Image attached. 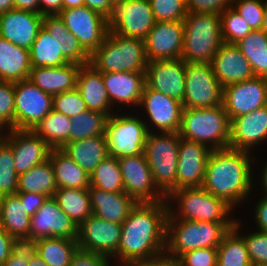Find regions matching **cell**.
<instances>
[{
	"instance_id": "6da1fadb",
	"label": "cell",
	"mask_w": 267,
	"mask_h": 266,
	"mask_svg": "<svg viewBox=\"0 0 267 266\" xmlns=\"http://www.w3.org/2000/svg\"><path fill=\"white\" fill-rule=\"evenodd\" d=\"M167 201L137 203L122 223L114 261L132 265L165 255Z\"/></svg>"
},
{
	"instance_id": "7a4b0ae2",
	"label": "cell",
	"mask_w": 267,
	"mask_h": 266,
	"mask_svg": "<svg viewBox=\"0 0 267 266\" xmlns=\"http://www.w3.org/2000/svg\"><path fill=\"white\" fill-rule=\"evenodd\" d=\"M250 154L252 155L248 151L227 148L212 150L207 159L202 187L224 200L233 210L252 191L253 168Z\"/></svg>"
},
{
	"instance_id": "3957f363",
	"label": "cell",
	"mask_w": 267,
	"mask_h": 266,
	"mask_svg": "<svg viewBox=\"0 0 267 266\" xmlns=\"http://www.w3.org/2000/svg\"><path fill=\"white\" fill-rule=\"evenodd\" d=\"M233 226L234 223L176 219L168 213L165 256L176 260L189 250L217 248Z\"/></svg>"
},
{
	"instance_id": "277c9868",
	"label": "cell",
	"mask_w": 267,
	"mask_h": 266,
	"mask_svg": "<svg viewBox=\"0 0 267 266\" xmlns=\"http://www.w3.org/2000/svg\"><path fill=\"white\" fill-rule=\"evenodd\" d=\"M181 138L208 146L211 150L229 148L230 120L223 105L209 108H183L178 131Z\"/></svg>"
},
{
	"instance_id": "5b68a950",
	"label": "cell",
	"mask_w": 267,
	"mask_h": 266,
	"mask_svg": "<svg viewBox=\"0 0 267 266\" xmlns=\"http://www.w3.org/2000/svg\"><path fill=\"white\" fill-rule=\"evenodd\" d=\"M183 23L181 59L185 63H211L223 43L221 14L188 12Z\"/></svg>"
},
{
	"instance_id": "8992f818",
	"label": "cell",
	"mask_w": 267,
	"mask_h": 266,
	"mask_svg": "<svg viewBox=\"0 0 267 266\" xmlns=\"http://www.w3.org/2000/svg\"><path fill=\"white\" fill-rule=\"evenodd\" d=\"M89 64L102 73H145L148 64L145 42L109 31L102 45L90 55Z\"/></svg>"
},
{
	"instance_id": "52a82bcc",
	"label": "cell",
	"mask_w": 267,
	"mask_h": 266,
	"mask_svg": "<svg viewBox=\"0 0 267 266\" xmlns=\"http://www.w3.org/2000/svg\"><path fill=\"white\" fill-rule=\"evenodd\" d=\"M171 200L178 203L177 213L173 210ZM166 201L168 213L176 219L217 223H235L236 220L229 216L234 212L233 208L202 186L174 190L166 196Z\"/></svg>"
},
{
	"instance_id": "ba28073f",
	"label": "cell",
	"mask_w": 267,
	"mask_h": 266,
	"mask_svg": "<svg viewBox=\"0 0 267 266\" xmlns=\"http://www.w3.org/2000/svg\"><path fill=\"white\" fill-rule=\"evenodd\" d=\"M149 132L143 153L155 185L167 196L176 190L180 135L178 132Z\"/></svg>"
},
{
	"instance_id": "9c48e42d",
	"label": "cell",
	"mask_w": 267,
	"mask_h": 266,
	"mask_svg": "<svg viewBox=\"0 0 267 266\" xmlns=\"http://www.w3.org/2000/svg\"><path fill=\"white\" fill-rule=\"evenodd\" d=\"M116 114L110 115L106 121L105 137L109 156L120 158L143 154L148 133L155 131L138 116Z\"/></svg>"
},
{
	"instance_id": "30bf717a",
	"label": "cell",
	"mask_w": 267,
	"mask_h": 266,
	"mask_svg": "<svg viewBox=\"0 0 267 266\" xmlns=\"http://www.w3.org/2000/svg\"><path fill=\"white\" fill-rule=\"evenodd\" d=\"M223 87L216 79L211 63H186L183 108H209L222 105Z\"/></svg>"
},
{
	"instance_id": "8fae6325",
	"label": "cell",
	"mask_w": 267,
	"mask_h": 266,
	"mask_svg": "<svg viewBox=\"0 0 267 266\" xmlns=\"http://www.w3.org/2000/svg\"><path fill=\"white\" fill-rule=\"evenodd\" d=\"M58 15L89 55L102 45L109 32V20L86 5L64 9Z\"/></svg>"
},
{
	"instance_id": "7c38bea8",
	"label": "cell",
	"mask_w": 267,
	"mask_h": 266,
	"mask_svg": "<svg viewBox=\"0 0 267 266\" xmlns=\"http://www.w3.org/2000/svg\"><path fill=\"white\" fill-rule=\"evenodd\" d=\"M15 130H33L53 110V96L28 79L14 82Z\"/></svg>"
},
{
	"instance_id": "4fadbf2b",
	"label": "cell",
	"mask_w": 267,
	"mask_h": 266,
	"mask_svg": "<svg viewBox=\"0 0 267 266\" xmlns=\"http://www.w3.org/2000/svg\"><path fill=\"white\" fill-rule=\"evenodd\" d=\"M155 22L149 0H124L114 7L109 31L144 41Z\"/></svg>"
},
{
	"instance_id": "5bb4252c",
	"label": "cell",
	"mask_w": 267,
	"mask_h": 266,
	"mask_svg": "<svg viewBox=\"0 0 267 266\" xmlns=\"http://www.w3.org/2000/svg\"><path fill=\"white\" fill-rule=\"evenodd\" d=\"M125 193L138 203L161 202L166 196L155 185L144 153L118 158Z\"/></svg>"
},
{
	"instance_id": "9a60e30c",
	"label": "cell",
	"mask_w": 267,
	"mask_h": 266,
	"mask_svg": "<svg viewBox=\"0 0 267 266\" xmlns=\"http://www.w3.org/2000/svg\"><path fill=\"white\" fill-rule=\"evenodd\" d=\"M48 237L78 239V226L62 211L54 197H48L31 216L29 244Z\"/></svg>"
},
{
	"instance_id": "2e32d148",
	"label": "cell",
	"mask_w": 267,
	"mask_h": 266,
	"mask_svg": "<svg viewBox=\"0 0 267 266\" xmlns=\"http://www.w3.org/2000/svg\"><path fill=\"white\" fill-rule=\"evenodd\" d=\"M222 105L229 120L267 105V78L252 79L223 87Z\"/></svg>"
},
{
	"instance_id": "e0dca14e",
	"label": "cell",
	"mask_w": 267,
	"mask_h": 266,
	"mask_svg": "<svg viewBox=\"0 0 267 266\" xmlns=\"http://www.w3.org/2000/svg\"><path fill=\"white\" fill-rule=\"evenodd\" d=\"M1 137L10 145L18 175L49 159L52 148L33 130L10 129Z\"/></svg>"
},
{
	"instance_id": "ac0fdd59",
	"label": "cell",
	"mask_w": 267,
	"mask_h": 266,
	"mask_svg": "<svg viewBox=\"0 0 267 266\" xmlns=\"http://www.w3.org/2000/svg\"><path fill=\"white\" fill-rule=\"evenodd\" d=\"M122 224L106 221L92 214L78 226V248L112 257L117 253Z\"/></svg>"
},
{
	"instance_id": "d6986e66",
	"label": "cell",
	"mask_w": 267,
	"mask_h": 266,
	"mask_svg": "<svg viewBox=\"0 0 267 266\" xmlns=\"http://www.w3.org/2000/svg\"><path fill=\"white\" fill-rule=\"evenodd\" d=\"M145 85L182 102L186 86V63L182 59L148 62L145 70Z\"/></svg>"
},
{
	"instance_id": "ffe728a7",
	"label": "cell",
	"mask_w": 267,
	"mask_h": 266,
	"mask_svg": "<svg viewBox=\"0 0 267 266\" xmlns=\"http://www.w3.org/2000/svg\"><path fill=\"white\" fill-rule=\"evenodd\" d=\"M183 34V21L155 22L144 40L148 62L181 59Z\"/></svg>"
},
{
	"instance_id": "44dd1931",
	"label": "cell",
	"mask_w": 267,
	"mask_h": 266,
	"mask_svg": "<svg viewBox=\"0 0 267 266\" xmlns=\"http://www.w3.org/2000/svg\"><path fill=\"white\" fill-rule=\"evenodd\" d=\"M138 106L145 107L148 120L151 121L155 130L159 133L178 132L182 117V102L154 91L146 85L143 88L142 96Z\"/></svg>"
},
{
	"instance_id": "7402d4cb",
	"label": "cell",
	"mask_w": 267,
	"mask_h": 266,
	"mask_svg": "<svg viewBox=\"0 0 267 266\" xmlns=\"http://www.w3.org/2000/svg\"><path fill=\"white\" fill-rule=\"evenodd\" d=\"M211 151L204 144L180 137L176 190L203 185L207 159Z\"/></svg>"
},
{
	"instance_id": "603a6c76",
	"label": "cell",
	"mask_w": 267,
	"mask_h": 266,
	"mask_svg": "<svg viewBox=\"0 0 267 266\" xmlns=\"http://www.w3.org/2000/svg\"><path fill=\"white\" fill-rule=\"evenodd\" d=\"M266 140L267 105L230 120V149L251 152L253 146Z\"/></svg>"
},
{
	"instance_id": "cb8c5ba5",
	"label": "cell",
	"mask_w": 267,
	"mask_h": 266,
	"mask_svg": "<svg viewBox=\"0 0 267 266\" xmlns=\"http://www.w3.org/2000/svg\"><path fill=\"white\" fill-rule=\"evenodd\" d=\"M42 23V14L14 8L0 14V36L17 46L30 49Z\"/></svg>"
},
{
	"instance_id": "d4e9b609",
	"label": "cell",
	"mask_w": 267,
	"mask_h": 266,
	"mask_svg": "<svg viewBox=\"0 0 267 266\" xmlns=\"http://www.w3.org/2000/svg\"><path fill=\"white\" fill-rule=\"evenodd\" d=\"M211 65L222 87L255 77L249 61L235 44L223 42L214 55Z\"/></svg>"
},
{
	"instance_id": "484cf974",
	"label": "cell",
	"mask_w": 267,
	"mask_h": 266,
	"mask_svg": "<svg viewBox=\"0 0 267 266\" xmlns=\"http://www.w3.org/2000/svg\"><path fill=\"white\" fill-rule=\"evenodd\" d=\"M29 51L32 67H58L70 63L58 48L57 15L43 16L42 27Z\"/></svg>"
},
{
	"instance_id": "4316f807",
	"label": "cell",
	"mask_w": 267,
	"mask_h": 266,
	"mask_svg": "<svg viewBox=\"0 0 267 266\" xmlns=\"http://www.w3.org/2000/svg\"><path fill=\"white\" fill-rule=\"evenodd\" d=\"M102 76L111 106L121 103L138 107L145 86V73L121 71L102 73Z\"/></svg>"
},
{
	"instance_id": "83f0119b",
	"label": "cell",
	"mask_w": 267,
	"mask_h": 266,
	"mask_svg": "<svg viewBox=\"0 0 267 266\" xmlns=\"http://www.w3.org/2000/svg\"><path fill=\"white\" fill-rule=\"evenodd\" d=\"M93 214L109 222L122 224L138 203L125 192H107L99 188H89Z\"/></svg>"
},
{
	"instance_id": "f1b7e54d",
	"label": "cell",
	"mask_w": 267,
	"mask_h": 266,
	"mask_svg": "<svg viewBox=\"0 0 267 266\" xmlns=\"http://www.w3.org/2000/svg\"><path fill=\"white\" fill-rule=\"evenodd\" d=\"M76 88L81 93L88 110L104 113L108 117L115 113L112 112L102 72L91 64L80 66Z\"/></svg>"
},
{
	"instance_id": "f546056e",
	"label": "cell",
	"mask_w": 267,
	"mask_h": 266,
	"mask_svg": "<svg viewBox=\"0 0 267 266\" xmlns=\"http://www.w3.org/2000/svg\"><path fill=\"white\" fill-rule=\"evenodd\" d=\"M80 66L68 63L58 67H32L28 80L54 96L76 88Z\"/></svg>"
},
{
	"instance_id": "4dcf8cb0",
	"label": "cell",
	"mask_w": 267,
	"mask_h": 266,
	"mask_svg": "<svg viewBox=\"0 0 267 266\" xmlns=\"http://www.w3.org/2000/svg\"><path fill=\"white\" fill-rule=\"evenodd\" d=\"M31 217L16 194L1 197L0 228L19 243L29 244Z\"/></svg>"
},
{
	"instance_id": "1f68e13d",
	"label": "cell",
	"mask_w": 267,
	"mask_h": 266,
	"mask_svg": "<svg viewBox=\"0 0 267 266\" xmlns=\"http://www.w3.org/2000/svg\"><path fill=\"white\" fill-rule=\"evenodd\" d=\"M31 68L29 49L17 46L0 36V80H26Z\"/></svg>"
},
{
	"instance_id": "d6a6232c",
	"label": "cell",
	"mask_w": 267,
	"mask_h": 266,
	"mask_svg": "<svg viewBox=\"0 0 267 266\" xmlns=\"http://www.w3.org/2000/svg\"><path fill=\"white\" fill-rule=\"evenodd\" d=\"M62 150L89 175L109 155L105 135L69 142Z\"/></svg>"
},
{
	"instance_id": "836d02e7",
	"label": "cell",
	"mask_w": 267,
	"mask_h": 266,
	"mask_svg": "<svg viewBox=\"0 0 267 266\" xmlns=\"http://www.w3.org/2000/svg\"><path fill=\"white\" fill-rule=\"evenodd\" d=\"M49 160L54 169L57 189L90 188V175L62 149H52L49 155Z\"/></svg>"
},
{
	"instance_id": "e575fe53",
	"label": "cell",
	"mask_w": 267,
	"mask_h": 266,
	"mask_svg": "<svg viewBox=\"0 0 267 266\" xmlns=\"http://www.w3.org/2000/svg\"><path fill=\"white\" fill-rule=\"evenodd\" d=\"M30 245L48 266H69L78 249L77 240L60 237L42 238Z\"/></svg>"
},
{
	"instance_id": "d590c367",
	"label": "cell",
	"mask_w": 267,
	"mask_h": 266,
	"mask_svg": "<svg viewBox=\"0 0 267 266\" xmlns=\"http://www.w3.org/2000/svg\"><path fill=\"white\" fill-rule=\"evenodd\" d=\"M56 190L54 169L49 159L18 175L17 192L37 193L54 197Z\"/></svg>"
},
{
	"instance_id": "8d00e7d4",
	"label": "cell",
	"mask_w": 267,
	"mask_h": 266,
	"mask_svg": "<svg viewBox=\"0 0 267 266\" xmlns=\"http://www.w3.org/2000/svg\"><path fill=\"white\" fill-rule=\"evenodd\" d=\"M239 219L217 247V266H252L244 238L239 235Z\"/></svg>"
},
{
	"instance_id": "74e56055",
	"label": "cell",
	"mask_w": 267,
	"mask_h": 266,
	"mask_svg": "<svg viewBox=\"0 0 267 266\" xmlns=\"http://www.w3.org/2000/svg\"><path fill=\"white\" fill-rule=\"evenodd\" d=\"M71 118L54 110L33 129L52 149H62L69 143Z\"/></svg>"
},
{
	"instance_id": "f35d334b",
	"label": "cell",
	"mask_w": 267,
	"mask_h": 266,
	"mask_svg": "<svg viewBox=\"0 0 267 266\" xmlns=\"http://www.w3.org/2000/svg\"><path fill=\"white\" fill-rule=\"evenodd\" d=\"M54 198L77 226L93 214L89 188H60L56 190Z\"/></svg>"
},
{
	"instance_id": "ab89813d",
	"label": "cell",
	"mask_w": 267,
	"mask_h": 266,
	"mask_svg": "<svg viewBox=\"0 0 267 266\" xmlns=\"http://www.w3.org/2000/svg\"><path fill=\"white\" fill-rule=\"evenodd\" d=\"M235 45L249 61L255 76L267 78V36L253 30Z\"/></svg>"
},
{
	"instance_id": "60d3db41",
	"label": "cell",
	"mask_w": 267,
	"mask_h": 266,
	"mask_svg": "<svg viewBox=\"0 0 267 266\" xmlns=\"http://www.w3.org/2000/svg\"><path fill=\"white\" fill-rule=\"evenodd\" d=\"M90 187L107 192H125L117 157L107 156L90 175Z\"/></svg>"
},
{
	"instance_id": "b9f144b4",
	"label": "cell",
	"mask_w": 267,
	"mask_h": 266,
	"mask_svg": "<svg viewBox=\"0 0 267 266\" xmlns=\"http://www.w3.org/2000/svg\"><path fill=\"white\" fill-rule=\"evenodd\" d=\"M108 116L104 113L87 110L71 118L69 142L84 140L97 135H105Z\"/></svg>"
},
{
	"instance_id": "7bdbcfd3",
	"label": "cell",
	"mask_w": 267,
	"mask_h": 266,
	"mask_svg": "<svg viewBox=\"0 0 267 266\" xmlns=\"http://www.w3.org/2000/svg\"><path fill=\"white\" fill-rule=\"evenodd\" d=\"M57 42L58 48L70 63L85 65L90 62V55L83 49L78 39L67 30L59 15H57Z\"/></svg>"
},
{
	"instance_id": "ee69618b",
	"label": "cell",
	"mask_w": 267,
	"mask_h": 266,
	"mask_svg": "<svg viewBox=\"0 0 267 266\" xmlns=\"http://www.w3.org/2000/svg\"><path fill=\"white\" fill-rule=\"evenodd\" d=\"M18 174L15 171L14 156L10 145L0 137V195L17 193Z\"/></svg>"
},
{
	"instance_id": "f6af8a7d",
	"label": "cell",
	"mask_w": 267,
	"mask_h": 266,
	"mask_svg": "<svg viewBox=\"0 0 267 266\" xmlns=\"http://www.w3.org/2000/svg\"><path fill=\"white\" fill-rule=\"evenodd\" d=\"M252 31L233 7L221 13V34L224 43L235 44Z\"/></svg>"
},
{
	"instance_id": "bcb514c9",
	"label": "cell",
	"mask_w": 267,
	"mask_h": 266,
	"mask_svg": "<svg viewBox=\"0 0 267 266\" xmlns=\"http://www.w3.org/2000/svg\"><path fill=\"white\" fill-rule=\"evenodd\" d=\"M156 22L184 21L187 16L186 0H149Z\"/></svg>"
},
{
	"instance_id": "7dc6e473",
	"label": "cell",
	"mask_w": 267,
	"mask_h": 266,
	"mask_svg": "<svg viewBox=\"0 0 267 266\" xmlns=\"http://www.w3.org/2000/svg\"><path fill=\"white\" fill-rule=\"evenodd\" d=\"M10 129H15L14 82L0 80V130Z\"/></svg>"
},
{
	"instance_id": "c3c4849f",
	"label": "cell",
	"mask_w": 267,
	"mask_h": 266,
	"mask_svg": "<svg viewBox=\"0 0 267 266\" xmlns=\"http://www.w3.org/2000/svg\"><path fill=\"white\" fill-rule=\"evenodd\" d=\"M53 110L73 118L87 111L86 104L77 88L53 96Z\"/></svg>"
},
{
	"instance_id": "681fc988",
	"label": "cell",
	"mask_w": 267,
	"mask_h": 266,
	"mask_svg": "<svg viewBox=\"0 0 267 266\" xmlns=\"http://www.w3.org/2000/svg\"><path fill=\"white\" fill-rule=\"evenodd\" d=\"M232 7L252 30H260L264 16L263 0H233Z\"/></svg>"
},
{
	"instance_id": "f907efd6",
	"label": "cell",
	"mask_w": 267,
	"mask_h": 266,
	"mask_svg": "<svg viewBox=\"0 0 267 266\" xmlns=\"http://www.w3.org/2000/svg\"><path fill=\"white\" fill-rule=\"evenodd\" d=\"M241 236L246 243L252 266H267V233L256 231Z\"/></svg>"
},
{
	"instance_id": "816d5d0a",
	"label": "cell",
	"mask_w": 267,
	"mask_h": 266,
	"mask_svg": "<svg viewBox=\"0 0 267 266\" xmlns=\"http://www.w3.org/2000/svg\"><path fill=\"white\" fill-rule=\"evenodd\" d=\"M217 248L189 250L176 261L182 266H217Z\"/></svg>"
},
{
	"instance_id": "f5cc1de1",
	"label": "cell",
	"mask_w": 267,
	"mask_h": 266,
	"mask_svg": "<svg viewBox=\"0 0 267 266\" xmlns=\"http://www.w3.org/2000/svg\"><path fill=\"white\" fill-rule=\"evenodd\" d=\"M188 12L221 14L232 7L233 0H186Z\"/></svg>"
},
{
	"instance_id": "db71d44e",
	"label": "cell",
	"mask_w": 267,
	"mask_h": 266,
	"mask_svg": "<svg viewBox=\"0 0 267 266\" xmlns=\"http://www.w3.org/2000/svg\"><path fill=\"white\" fill-rule=\"evenodd\" d=\"M111 260L107 255L78 248L69 266H107Z\"/></svg>"
},
{
	"instance_id": "11a10c76",
	"label": "cell",
	"mask_w": 267,
	"mask_h": 266,
	"mask_svg": "<svg viewBox=\"0 0 267 266\" xmlns=\"http://www.w3.org/2000/svg\"><path fill=\"white\" fill-rule=\"evenodd\" d=\"M21 204H24L26 213L31 217L43 205L48 196L37 193L17 192Z\"/></svg>"
},
{
	"instance_id": "9f6ffc18",
	"label": "cell",
	"mask_w": 267,
	"mask_h": 266,
	"mask_svg": "<svg viewBox=\"0 0 267 266\" xmlns=\"http://www.w3.org/2000/svg\"><path fill=\"white\" fill-rule=\"evenodd\" d=\"M32 251L30 244L19 243L2 266H28V257Z\"/></svg>"
},
{
	"instance_id": "6f0895ef",
	"label": "cell",
	"mask_w": 267,
	"mask_h": 266,
	"mask_svg": "<svg viewBox=\"0 0 267 266\" xmlns=\"http://www.w3.org/2000/svg\"><path fill=\"white\" fill-rule=\"evenodd\" d=\"M18 245L19 242L13 236L0 228V266L7 261Z\"/></svg>"
},
{
	"instance_id": "680465c9",
	"label": "cell",
	"mask_w": 267,
	"mask_h": 266,
	"mask_svg": "<svg viewBox=\"0 0 267 266\" xmlns=\"http://www.w3.org/2000/svg\"><path fill=\"white\" fill-rule=\"evenodd\" d=\"M255 207L254 219L258 231L267 233V197H262Z\"/></svg>"
},
{
	"instance_id": "91938a15",
	"label": "cell",
	"mask_w": 267,
	"mask_h": 266,
	"mask_svg": "<svg viewBox=\"0 0 267 266\" xmlns=\"http://www.w3.org/2000/svg\"><path fill=\"white\" fill-rule=\"evenodd\" d=\"M84 5L91 10L100 13L108 20L111 18L114 10V6L109 2V0H84Z\"/></svg>"
},
{
	"instance_id": "94428289",
	"label": "cell",
	"mask_w": 267,
	"mask_h": 266,
	"mask_svg": "<svg viewBox=\"0 0 267 266\" xmlns=\"http://www.w3.org/2000/svg\"><path fill=\"white\" fill-rule=\"evenodd\" d=\"M62 10V0H39V13L43 16L58 15Z\"/></svg>"
},
{
	"instance_id": "6125c7cd",
	"label": "cell",
	"mask_w": 267,
	"mask_h": 266,
	"mask_svg": "<svg viewBox=\"0 0 267 266\" xmlns=\"http://www.w3.org/2000/svg\"><path fill=\"white\" fill-rule=\"evenodd\" d=\"M14 8L39 13V0H14Z\"/></svg>"
},
{
	"instance_id": "be15d7a7",
	"label": "cell",
	"mask_w": 267,
	"mask_h": 266,
	"mask_svg": "<svg viewBox=\"0 0 267 266\" xmlns=\"http://www.w3.org/2000/svg\"><path fill=\"white\" fill-rule=\"evenodd\" d=\"M130 266H173V259L168 258L165 255L151 261H141L134 263Z\"/></svg>"
},
{
	"instance_id": "e7e4bbea",
	"label": "cell",
	"mask_w": 267,
	"mask_h": 266,
	"mask_svg": "<svg viewBox=\"0 0 267 266\" xmlns=\"http://www.w3.org/2000/svg\"><path fill=\"white\" fill-rule=\"evenodd\" d=\"M28 266H48L34 251L29 254Z\"/></svg>"
},
{
	"instance_id": "03108f58",
	"label": "cell",
	"mask_w": 267,
	"mask_h": 266,
	"mask_svg": "<svg viewBox=\"0 0 267 266\" xmlns=\"http://www.w3.org/2000/svg\"><path fill=\"white\" fill-rule=\"evenodd\" d=\"M63 10L68 8H75L84 5V0H62Z\"/></svg>"
},
{
	"instance_id": "003e7915",
	"label": "cell",
	"mask_w": 267,
	"mask_h": 266,
	"mask_svg": "<svg viewBox=\"0 0 267 266\" xmlns=\"http://www.w3.org/2000/svg\"><path fill=\"white\" fill-rule=\"evenodd\" d=\"M263 170H262V174H260V175H262V177H261V186H262V189L264 190L263 191V196L264 197H267V161H266V163H265V165L263 166Z\"/></svg>"
},
{
	"instance_id": "a7ac6f4b",
	"label": "cell",
	"mask_w": 267,
	"mask_h": 266,
	"mask_svg": "<svg viewBox=\"0 0 267 266\" xmlns=\"http://www.w3.org/2000/svg\"><path fill=\"white\" fill-rule=\"evenodd\" d=\"M14 9V0H0V14Z\"/></svg>"
},
{
	"instance_id": "89a4df30",
	"label": "cell",
	"mask_w": 267,
	"mask_h": 266,
	"mask_svg": "<svg viewBox=\"0 0 267 266\" xmlns=\"http://www.w3.org/2000/svg\"><path fill=\"white\" fill-rule=\"evenodd\" d=\"M264 16H263V23L261 27V31L267 36V0L264 1Z\"/></svg>"
},
{
	"instance_id": "2644e50d",
	"label": "cell",
	"mask_w": 267,
	"mask_h": 266,
	"mask_svg": "<svg viewBox=\"0 0 267 266\" xmlns=\"http://www.w3.org/2000/svg\"><path fill=\"white\" fill-rule=\"evenodd\" d=\"M124 0H109V2L115 7L116 5L122 3Z\"/></svg>"
},
{
	"instance_id": "8c879c8a",
	"label": "cell",
	"mask_w": 267,
	"mask_h": 266,
	"mask_svg": "<svg viewBox=\"0 0 267 266\" xmlns=\"http://www.w3.org/2000/svg\"><path fill=\"white\" fill-rule=\"evenodd\" d=\"M173 266H182V265L179 264L175 259H173Z\"/></svg>"
},
{
	"instance_id": "753ad0ef",
	"label": "cell",
	"mask_w": 267,
	"mask_h": 266,
	"mask_svg": "<svg viewBox=\"0 0 267 266\" xmlns=\"http://www.w3.org/2000/svg\"><path fill=\"white\" fill-rule=\"evenodd\" d=\"M120 264V265H119ZM119 264H117L118 266H130L129 264H125V263H119ZM110 264H108L107 266H109ZM116 265V266H117ZM111 266V265H110ZM113 266V265H112Z\"/></svg>"
}]
</instances>
